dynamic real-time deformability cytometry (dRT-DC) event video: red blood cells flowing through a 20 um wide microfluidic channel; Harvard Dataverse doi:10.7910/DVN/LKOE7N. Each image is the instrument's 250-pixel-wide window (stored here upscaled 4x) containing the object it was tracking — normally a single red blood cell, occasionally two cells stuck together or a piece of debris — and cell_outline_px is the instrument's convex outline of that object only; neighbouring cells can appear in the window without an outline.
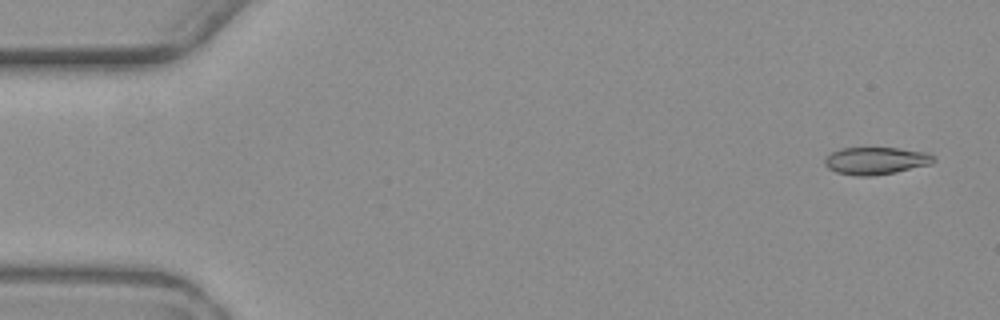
{"species": "common noctule bat (a hibernating species)", "species_latin": "Nyctalus noctula", "temperature_condition": "warm", "stored_images_in_passage": 6, "camera_frame_rate_fps": 3000, "um_per_image_px": 0.085, "animal": {"sex": "female", "body_mass_g": 19.3, "forearm_length_mm": 54.1}, "frame": {"image": 1, "passage_image": 1, "time_ms": 0.0, "image_size_px": [1000, 320], "cell_outline_px": [[936, 160], [932, 164], [896, 172], [872, 176], [856, 176], [836, 172], [828, 168], [824, 164], [824, 160], [832, 152], [840, 148], [900, 148], [928, 152], [936, 156]], "centroid_in_image_um": [74.5, 13.66], "position_along_channel_um": 10.5, "area_um2": 17.57}}